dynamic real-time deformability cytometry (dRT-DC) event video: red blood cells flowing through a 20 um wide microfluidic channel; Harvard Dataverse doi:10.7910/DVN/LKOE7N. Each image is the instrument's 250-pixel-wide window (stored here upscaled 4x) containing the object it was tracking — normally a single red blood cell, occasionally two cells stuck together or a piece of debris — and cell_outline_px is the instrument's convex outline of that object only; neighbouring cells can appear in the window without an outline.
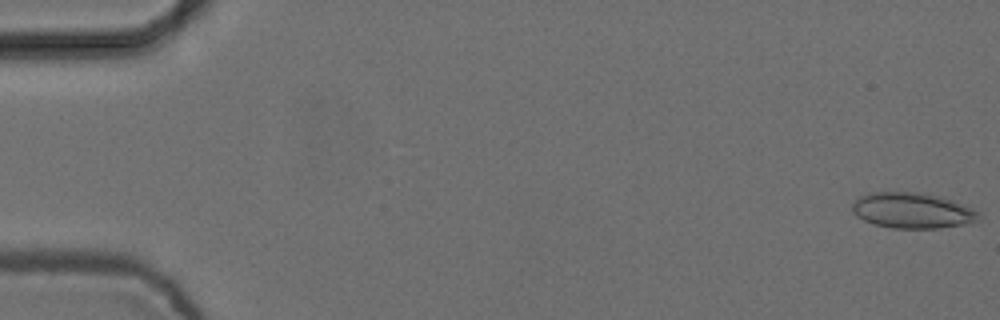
{"species": "common noctule bat (a hibernating species)", "species_latin": "Nyctalus noctula", "temperature_condition": "cold", "stored_images_in_passage": 5, "camera_frame_rate_fps": 3000, "um_per_image_px": 0.085, "animal": {"sex": "female", "body_mass_g": 24.6, "forearm_length_mm": 56.2}, "frame": {"image": 1, "passage_image": 1, "time_ms": 0.0, "image_size_px": [1000, 320], "cell_outline_px": [[980, 220], [940, 228], [892, 228], [872, 224], [856, 216], [852, 212], [852, 204], [860, 196], [868, 192], [920, 192], [940, 196], [952, 200], [972, 208], [980, 212]], "centroid_in_image_um": [77.52, 17.89], "position_along_channel_um": 7.5, "area_um2": 26.36}}